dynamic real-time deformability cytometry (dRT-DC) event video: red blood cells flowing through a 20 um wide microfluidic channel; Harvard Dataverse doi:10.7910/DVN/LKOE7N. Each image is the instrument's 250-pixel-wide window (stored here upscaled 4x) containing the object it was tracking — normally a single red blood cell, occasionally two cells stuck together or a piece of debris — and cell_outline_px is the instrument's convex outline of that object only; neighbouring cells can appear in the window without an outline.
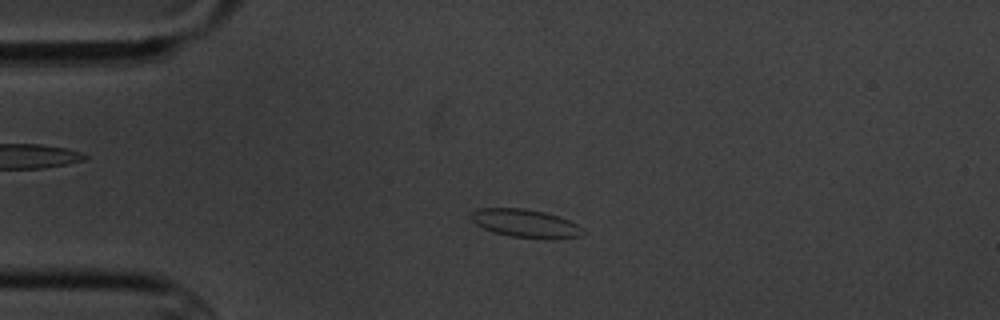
{"species": "common noctule bat (a hibernating species)", "species_latin": "Nyctalus noctula", "temperature_condition": "cold", "stored_images_in_passage": 6, "camera_frame_rate_fps": 3000, "um_per_image_px": 0.085, "animal": {"sex": "male", "body_mass_g": 20.1, "forearm_length_mm": 53.5}, "frame": {"image": 1, "passage_image": 3, "time_ms": 2.333, "image_size_px": [1000, 320], "cell_outline_px": [[588, 232], [584, 236], [552, 240], [512, 236], [492, 232], [476, 224], [472, 220], [468, 212], [480, 208], [524, 208], [544, 212], [568, 220], [584, 228]], "centroid_in_image_um": [44.71, 19.0], "position_along_channel_um": 40.3, "area_um2": 18.73}}
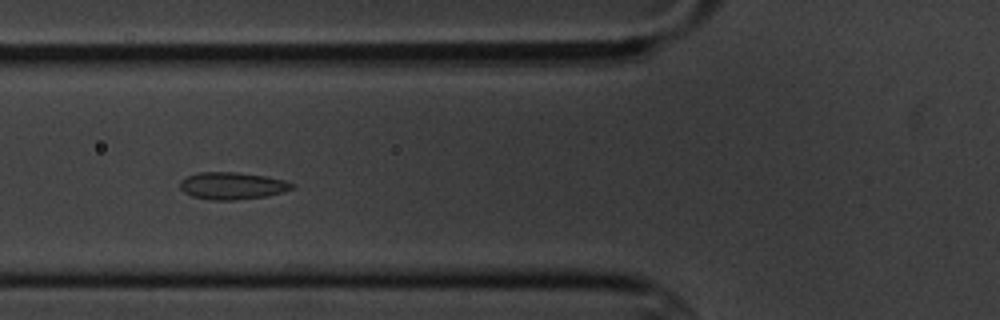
{"frame": {"image": 2, "passage_image": 5, "time_ms": 5.0, "image_size_px": [1000, 320], "cell_outline_px": [[296, 184], [292, 188], [268, 196], [236, 200], [212, 200], [192, 196], [184, 192], [180, 188], [180, 180], [188, 176], [200, 172], [240, 172], [264, 176], [284, 180]], "centroid_in_image_um": [19.73, 15.79], "position_along_channel_um": 106.1, "area_um2": 17.69}}
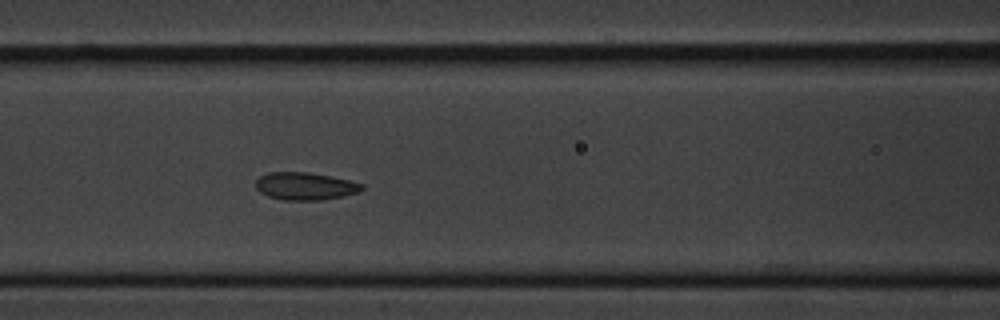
{"frame": {"image": 3, "passage_image": 6, "time_ms": 6.0, "image_size_px": [1000, 320], "cell_outline_px": [[364, 188], [356, 192], [340, 196], [320, 200], [284, 200], [268, 196], [260, 192], [256, 188], [256, 180], [260, 176], [268, 172], [308, 172], [348, 180], [364, 184]], "centroid_in_image_um": [25.89, 15.82], "position_along_channel_um": 140.7, "area_um2": 16.82}}